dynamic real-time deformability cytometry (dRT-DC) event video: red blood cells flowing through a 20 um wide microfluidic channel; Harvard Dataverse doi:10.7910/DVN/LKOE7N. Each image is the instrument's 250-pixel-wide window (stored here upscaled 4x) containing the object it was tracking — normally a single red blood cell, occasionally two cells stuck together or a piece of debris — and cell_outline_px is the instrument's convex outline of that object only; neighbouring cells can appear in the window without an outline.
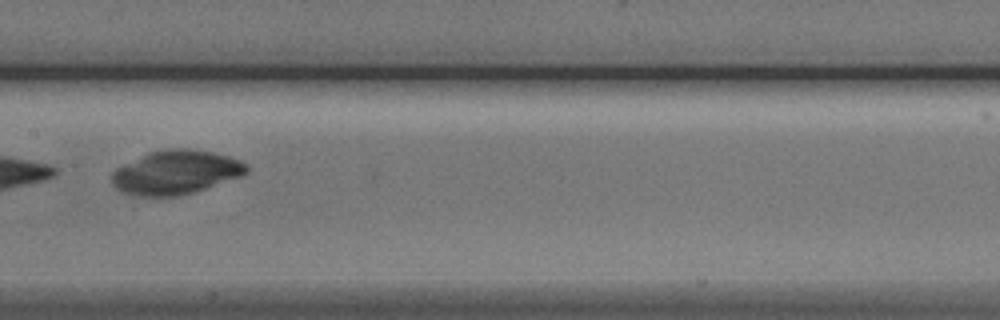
{"species": "Egyptian fruit bat (a non-hibernating species)", "species_latin": "Rousettus aegyptiacus", "temperature_condition": "cold", "stored_images_in_passage": 10, "camera_frame_rate_fps": 3000, "um_per_image_px": 0.085, "animal": {"sex": "male"}, "frame": {"image": 1, "passage_image": 7, "time_ms": 8.0, "image_size_px": [1000, 320], "cell_outline_px": [[248, 172], [240, 176], [192, 192], [176, 196], [140, 196], [120, 192], [112, 184], [112, 172], [116, 168], [148, 152], [168, 148], [188, 148], [212, 152], [228, 156], [240, 160], [248, 164]], "centroid_in_image_um": [14.92, 14.64], "position_along_channel_um": 192.5, "area_um2": 34.33}}
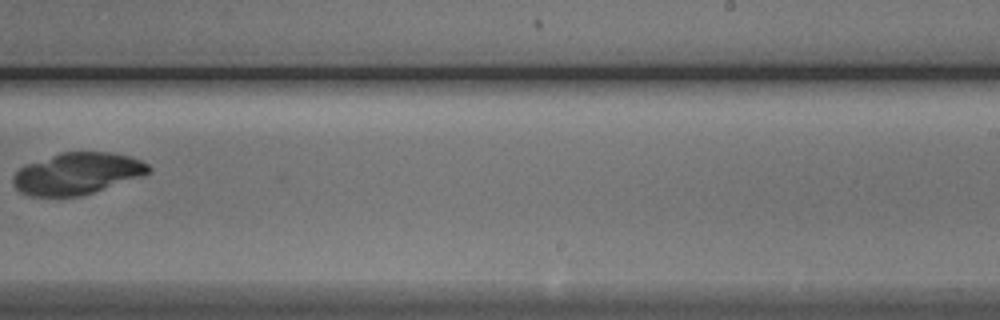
{"frame": {"image": 2, "passage_image": 9, "time_ms": 10.333, "image_size_px": [1000, 320], "cell_outline_px": [[152, 172], [144, 176], [80, 196], [28, 196], [20, 192], [12, 184], [12, 176], [20, 168], [28, 164], [60, 152], [112, 152], [128, 156], [140, 160], [148, 164], [152, 168]], "centroid_in_image_um": [6.58, 14.75], "position_along_channel_um": 282.4, "area_um2": 32.95}}
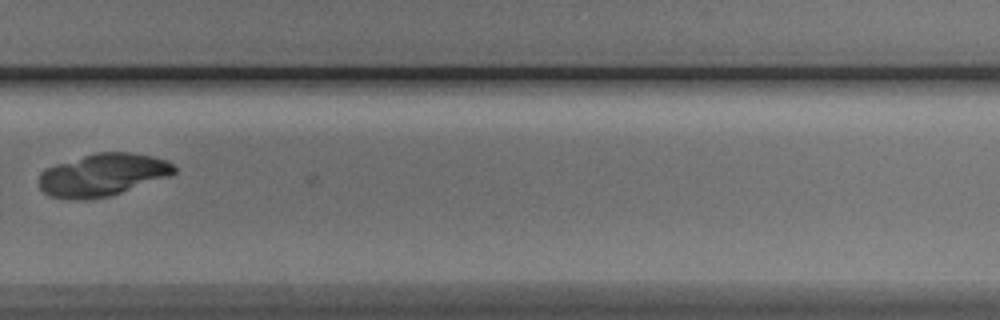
{"frame": {"image": 3, "passage_image": 10, "time_ms": 11.333, "image_size_px": [1000, 320], "cell_outline_px": [[176, 172], [168, 176], [108, 196], [84, 200], [68, 200], [48, 196], [40, 188], [40, 172], [56, 164], [96, 152], [132, 152], [152, 156], [168, 160], [176, 168]], "centroid_in_image_um": [8.7, 14.86], "position_along_channel_um": 321.1, "area_um2": 33.23}}